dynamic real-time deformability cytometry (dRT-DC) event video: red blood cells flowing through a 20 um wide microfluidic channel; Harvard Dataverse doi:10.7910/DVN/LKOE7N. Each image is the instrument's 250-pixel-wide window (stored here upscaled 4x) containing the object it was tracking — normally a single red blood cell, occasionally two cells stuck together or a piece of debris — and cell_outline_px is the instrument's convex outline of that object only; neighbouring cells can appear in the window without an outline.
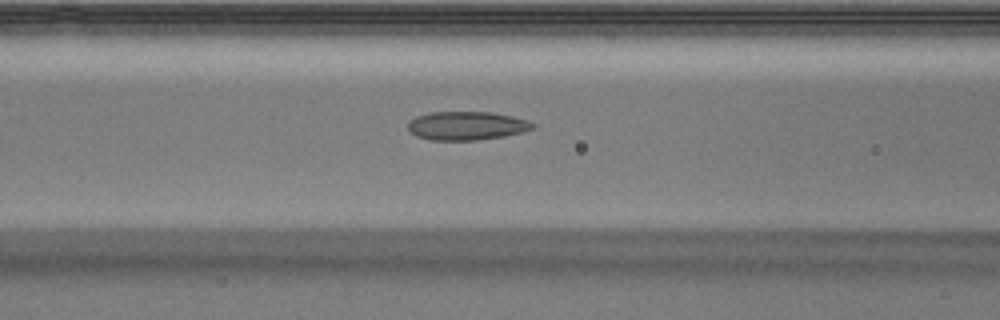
{"species": "Egyptian fruit bat (a non-hibernating species)", "species_latin": "Rousettus aegyptiacus", "temperature_condition": "warm", "stored_images_in_passage": 37, "camera_frame_rate_fps": 3000, "um_per_image_px": 0.085, "animal": {"sex": "male"}, "frame": {"image": 1, "passage_image": 7, "time_ms": 2.0, "image_size_px": [1000, 320], "cell_outline_px": [[536, 128], [524, 132], [504, 136], [476, 140], [428, 140], [416, 136], [408, 128], [408, 124], [416, 116], [432, 112], [492, 112], [512, 116], [528, 120], [536, 124]], "centroid_in_image_um": [39.72, 10.69], "position_along_channel_um": 126.9, "area_um2": 20.87}}
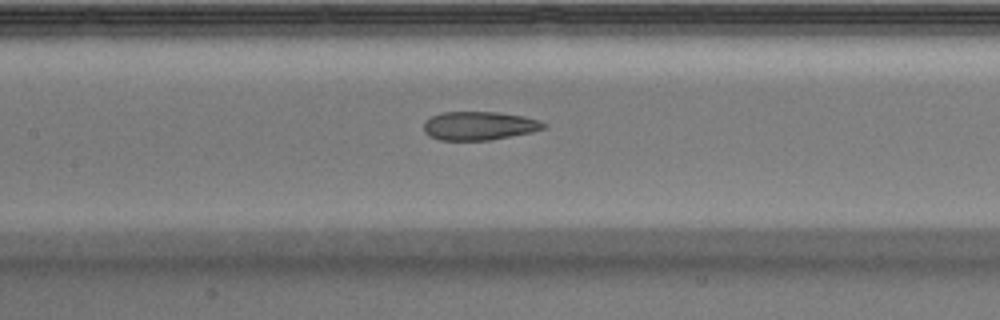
{"frame": {"image": 2, "passage_image": 10, "time_ms": 3.0, "image_size_px": [1000, 320], "cell_outline_px": [[548, 124], [544, 128], [532, 132], [492, 140], [440, 140], [428, 136], [424, 132], [424, 124], [432, 116], [444, 112], [496, 112], [524, 116], [540, 120]], "centroid_in_image_um": [40.76, 10.7], "position_along_channel_um": 166.6, "area_um2": 20.0}}
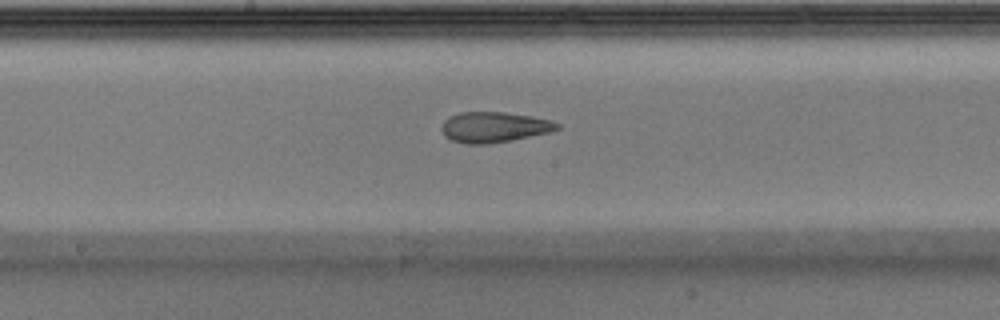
{"frame": {"image": 3, "passage_image": 13, "time_ms": 4.0, "image_size_px": [1000, 320], "cell_outline_px": [[560, 128], [552, 132], [512, 140], [488, 144], [464, 144], [452, 140], [444, 136], [440, 128], [444, 120], [448, 116], [460, 112], [504, 112], [532, 116], [552, 120], [560, 124]], "centroid_in_image_um": [42.0, 10.81], "position_along_channel_um": 206.2, "area_um2": 20.87}}